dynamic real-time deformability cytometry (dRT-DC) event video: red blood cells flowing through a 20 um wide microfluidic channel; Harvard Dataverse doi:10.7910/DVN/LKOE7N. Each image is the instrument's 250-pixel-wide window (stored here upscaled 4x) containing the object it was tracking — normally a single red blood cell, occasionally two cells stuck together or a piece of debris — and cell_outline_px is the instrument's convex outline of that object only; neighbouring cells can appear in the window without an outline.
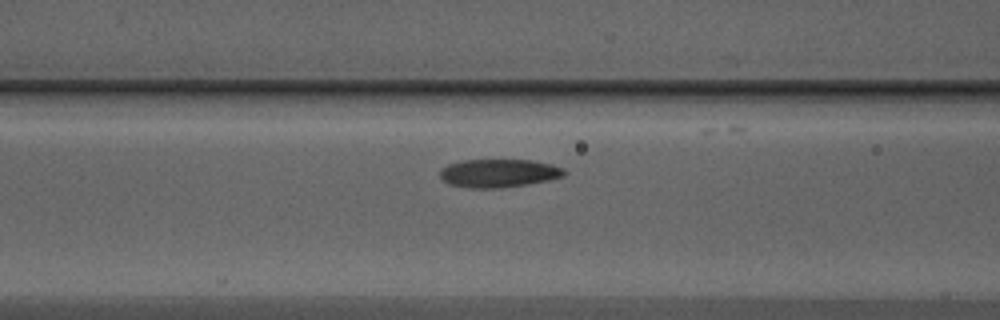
{"species": "Egyptian fruit bat (a non-hibernating species)", "species_latin": "Rousettus aegyptiacus", "temperature_condition": "warm", "stored_images_in_passage": 26, "camera_frame_rate_fps": 3000, "um_per_image_px": 0.085, "animal": {"sex": "male"}, "frame": {"image": 1, "passage_image": 4, "time_ms": 1.0, "image_size_px": [1000, 320], "cell_outline_px": [[568, 172], [564, 176], [548, 180], [528, 184], [500, 188], [468, 188], [448, 184], [440, 176], [440, 168], [448, 164], [464, 160], [532, 160], [552, 164], [564, 168]], "centroid_in_image_um": [42.41, 14.72], "position_along_channel_um": 124.2, "area_um2": 20.63}}
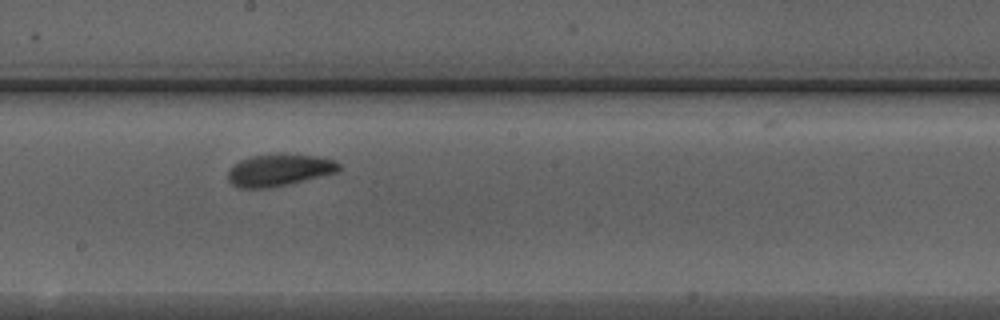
{"frame": {"image": 2, "passage_image": 11, "time_ms": 3.333, "image_size_px": [1000, 320], "cell_outline_px": [[340, 172], [288, 184], [268, 188], [240, 188], [232, 184], [228, 180], [228, 168], [240, 160], [252, 156], [280, 152], [316, 156], [332, 160], [340, 164]], "centroid_in_image_um": [23.72, 14.44], "position_along_channel_um": 224.5, "area_um2": 21.04}}
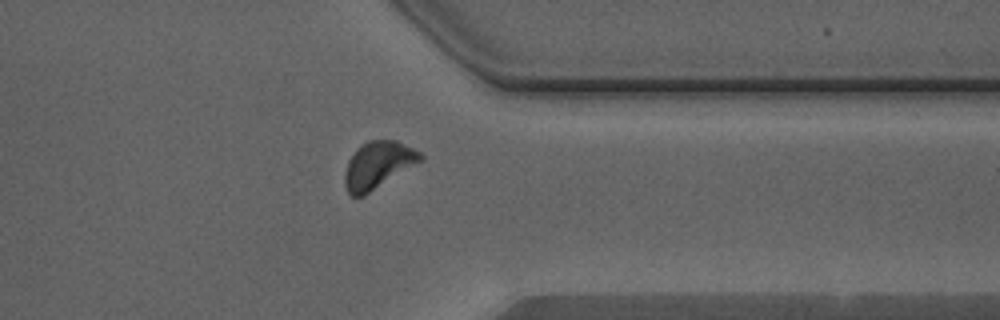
{"frame": {"image": 3, "passage_image": 22, "time_ms": 7.0, "image_size_px": [1000, 320], "cell_outline_px": [[424, 160], [364, 196], [352, 196], [348, 192], [344, 184], [344, 172], [348, 160], [356, 148], [360, 144], [368, 140], [396, 140], [420, 152], [424, 156]], "centroid_in_image_um": [32.12, 14.02], "position_along_channel_um": 379.3, "area_um2": 20.98}}